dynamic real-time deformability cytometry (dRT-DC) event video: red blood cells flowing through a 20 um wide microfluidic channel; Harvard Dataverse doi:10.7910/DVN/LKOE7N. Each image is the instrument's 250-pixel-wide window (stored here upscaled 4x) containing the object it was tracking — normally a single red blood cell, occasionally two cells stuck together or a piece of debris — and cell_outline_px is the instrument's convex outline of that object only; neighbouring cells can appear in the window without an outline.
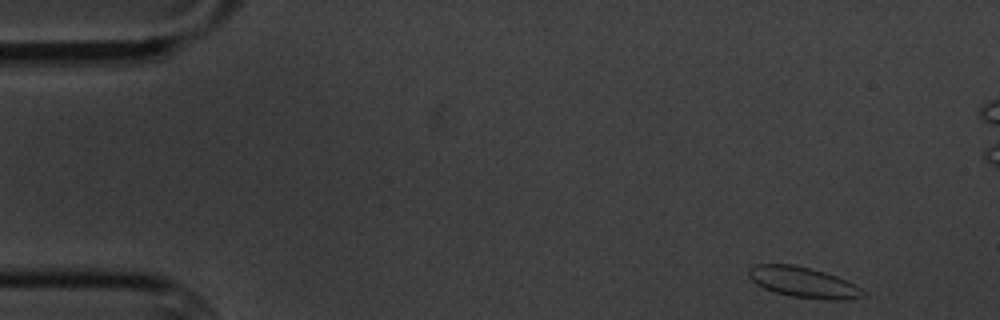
{"species": "common noctule bat (a hibernating species)", "species_latin": "Nyctalus noctula", "temperature_condition": "cold", "stored_images_in_passage": 5, "camera_frame_rate_fps": 3000, "um_per_image_px": 0.085, "animal": {"sex": "male", "body_mass_g": 20.1, "forearm_length_mm": 53.5}, "frame": {"image": 1, "passage_image": 1, "time_ms": 0.0, "image_size_px": [1000, 320], "cell_outline_px": [[864, 296], [848, 300], [828, 300], [792, 296], [776, 292], [764, 288], [756, 284], [748, 276], [748, 268], [756, 264], [792, 264], [812, 268], [836, 276], [860, 288], [864, 292]], "centroid_in_image_um": [68.25, 23.99], "position_along_channel_um": 16.8, "area_um2": 20.23}}